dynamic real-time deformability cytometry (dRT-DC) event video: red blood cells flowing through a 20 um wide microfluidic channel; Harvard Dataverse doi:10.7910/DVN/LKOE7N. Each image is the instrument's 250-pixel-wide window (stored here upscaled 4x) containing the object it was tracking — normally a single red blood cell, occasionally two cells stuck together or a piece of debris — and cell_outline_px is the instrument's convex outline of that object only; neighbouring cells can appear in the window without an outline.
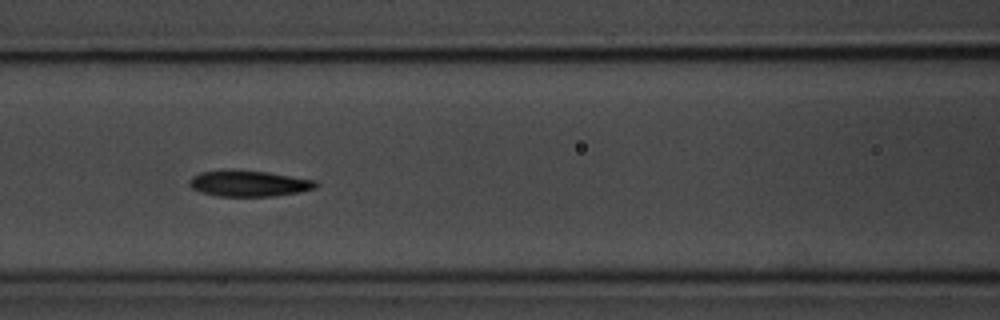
{"species": "common noctule bat (a hibernating species)", "species_latin": "Nyctalus noctula", "temperature_condition": "room temperature", "stored_images_in_passage": 15, "camera_frame_rate_fps": 3000, "um_per_image_px": 0.085, "animal": {"sex": "male", "body_mass_g": 20.1, "forearm_length_mm": 53.5}, "frame": {"image": 1, "passage_image": 9, "time_ms": 2.667, "image_size_px": [1000, 320], "cell_outline_px": [[320, 184], [316, 188], [300, 192], [276, 196], [216, 196], [200, 192], [192, 188], [188, 184], [188, 180], [192, 176], [200, 172], [232, 168], [268, 172], [316, 180]], "centroid_in_image_um": [21.14, 15.58], "position_along_channel_um": 145.5, "area_um2": 19.71}}
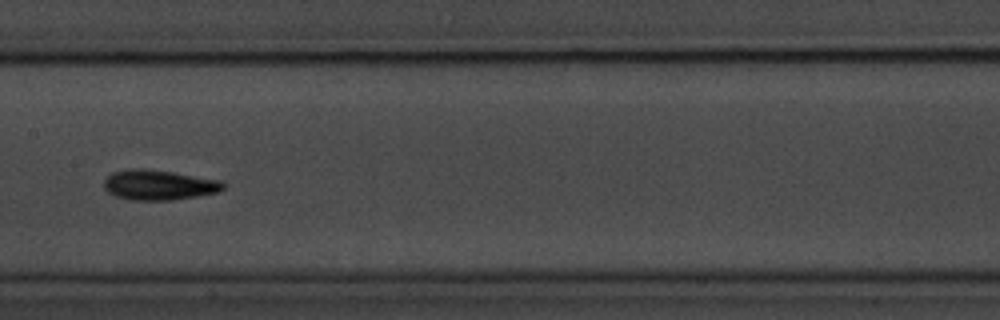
{"frame": {"image": 2, "passage_image": 13, "time_ms": 4.0, "image_size_px": [1000, 320], "cell_outline_px": [[224, 188], [216, 192], [200, 196], [172, 200], [132, 200], [116, 196], [108, 192], [104, 188], [104, 180], [112, 172], [128, 168], [144, 168], [172, 172], [224, 180]], "centroid_in_image_um": [13.51, 15.71], "position_along_channel_um": 193.9, "area_um2": 21.1}}